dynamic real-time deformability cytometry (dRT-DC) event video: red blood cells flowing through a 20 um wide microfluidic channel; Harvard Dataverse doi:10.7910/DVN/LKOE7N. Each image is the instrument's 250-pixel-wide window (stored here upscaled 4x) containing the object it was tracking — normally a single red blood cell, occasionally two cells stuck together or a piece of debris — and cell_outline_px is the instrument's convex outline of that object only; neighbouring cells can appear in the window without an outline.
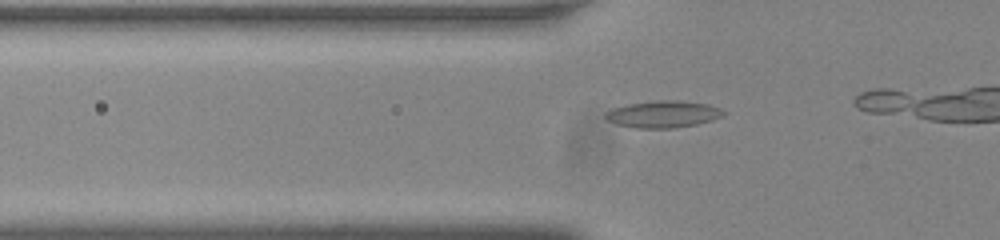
{"species": "common noctule bat (a hibernating species)", "species_latin": "Nyctalus noctula", "temperature_condition": "room temperature", "stored_images_in_passage": 9, "camera_frame_rate_fps": 3000, "um_per_image_px": 0.085, "animal": {"sex": "male", "body_mass_g": 20.0, "forearm_length_mm": 53.3}, "frame": {"image": 1, "passage_image": 4, "time_ms": 1.0, "image_size_px": [1000, 240], "cell_outline_px": [[728, 112], [712, 120], [696, 124], [676, 128], [636, 128], [616, 124], [608, 120], [604, 116], [604, 112], [612, 108], [628, 104], [656, 100], [676, 100], [708, 104], [720, 108]], "centroid_in_image_um": [56.35, 9.7], "position_along_channel_um": 69.5, "area_um2": 18.55}}
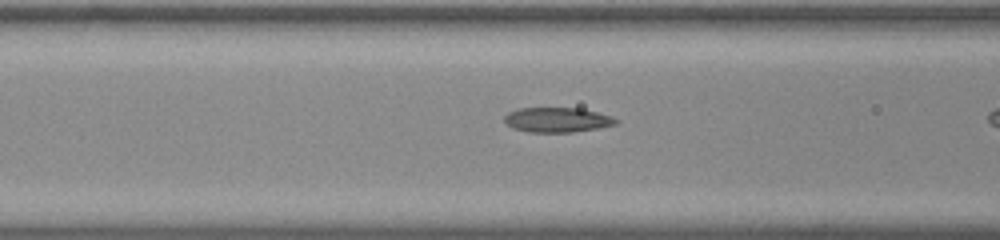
{"frame": {"image": 2, "passage_image": 8, "time_ms": 2.333, "image_size_px": [1000, 240], "cell_outline_px": [[620, 120], [616, 124], [596, 128], [572, 132], [528, 132], [512, 128], [504, 120], [504, 116], [508, 112], [516, 108], [580, 108], [612, 116]], "centroid_in_image_um": [47.34, 10.18], "position_along_channel_um": 119.3, "area_um2": 16.13}}